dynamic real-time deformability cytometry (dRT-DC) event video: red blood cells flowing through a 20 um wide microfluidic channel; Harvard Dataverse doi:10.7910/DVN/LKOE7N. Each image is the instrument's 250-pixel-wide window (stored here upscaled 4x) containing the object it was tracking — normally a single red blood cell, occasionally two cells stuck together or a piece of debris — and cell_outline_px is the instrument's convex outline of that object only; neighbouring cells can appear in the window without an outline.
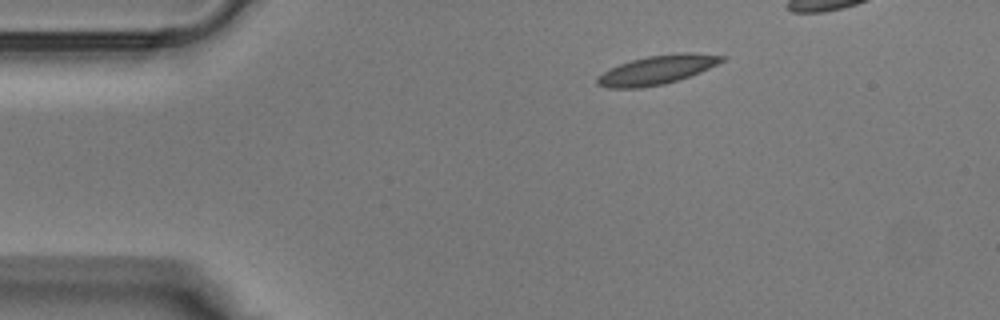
{"species": "Egyptian fruit bat (a non-hibernating species)", "species_latin": "Rousettus aegyptiacus", "temperature_condition": "warm", "stored_images_in_passage": 29, "camera_frame_rate_fps": 3000, "um_per_image_px": 0.085, "animal": {"sex": "male"}, "frame": {"image": 1, "passage_image": 1, "time_ms": 0.0, "image_size_px": [1000, 320], "cell_outline_px": [[728, 56], [724, 60], [700, 72], [664, 84], [640, 88], [608, 88], [596, 84], [596, 80], [608, 68], [632, 60], [648, 56], [680, 52]], "centroid_in_image_um": [55.82, 5.94], "position_along_channel_um": 29.2, "area_um2": 20.69}}
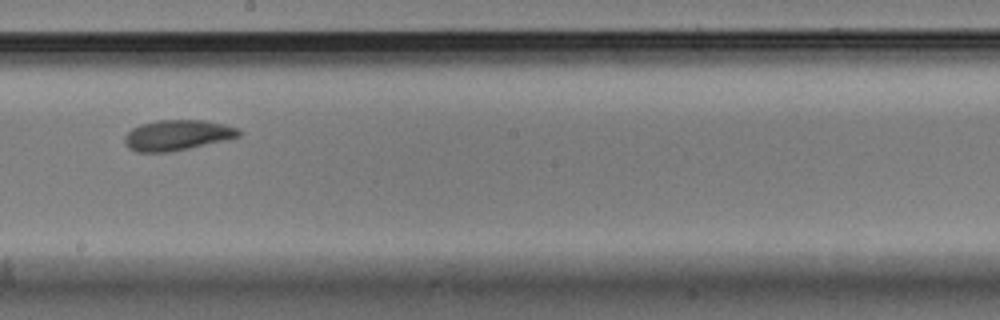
{"frame": {"image": 2, "passage_image": 16, "time_ms": 5.0, "image_size_px": [1000, 320], "cell_outline_px": [[244, 132], [240, 136], [228, 140], [168, 152], [136, 152], [128, 148], [124, 144], [124, 136], [132, 128], [140, 124], [156, 120], [204, 120], [224, 124], [240, 128]], "centroid_in_image_um": [15.09, 11.48], "position_along_channel_um": 233.1, "area_um2": 20.58}}
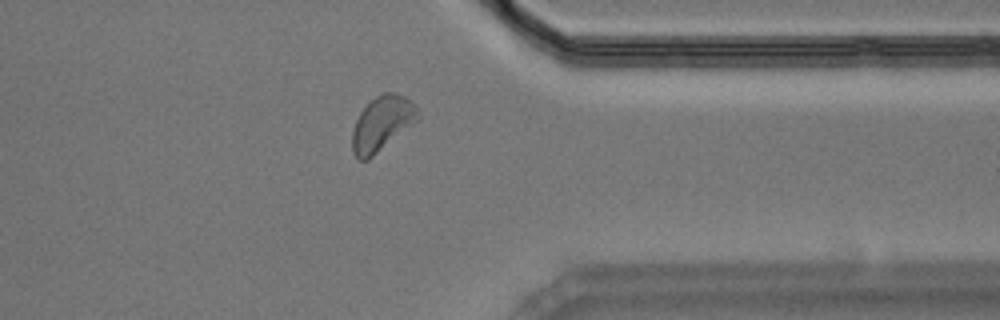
{"frame": {"image": 3, "passage_image": 25, "time_ms": 8.0, "image_size_px": [1000, 320], "cell_outline_px": [[420, 120], [368, 160], [360, 160], [352, 152], [352, 132], [356, 120], [360, 112], [368, 100], [384, 92], [396, 92], [404, 96], [416, 108]], "centroid_in_image_um": [32.46, 10.5], "position_along_channel_um": 378.9, "area_um2": 21.1}}